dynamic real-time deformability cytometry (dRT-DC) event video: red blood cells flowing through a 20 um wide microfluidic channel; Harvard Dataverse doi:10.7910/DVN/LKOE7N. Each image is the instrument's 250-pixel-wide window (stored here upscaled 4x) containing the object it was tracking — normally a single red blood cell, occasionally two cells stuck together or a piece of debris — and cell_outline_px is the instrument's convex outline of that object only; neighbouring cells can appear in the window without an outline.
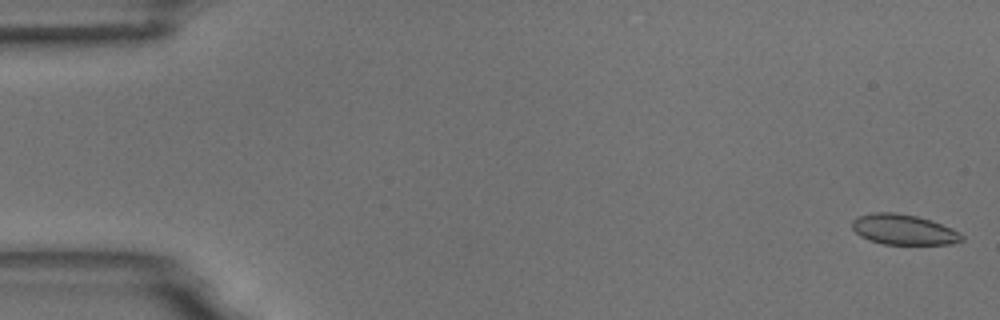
{"species": "common noctule bat (a hibernating species)", "species_latin": "Nyctalus noctula", "temperature_condition": "room temperature", "stored_images_in_passage": 5, "camera_frame_rate_fps": 3000, "um_per_image_px": 0.085, "animal": {"sex": "male", "body_mass_g": 18.8}, "frame": {"image": 1, "passage_image": 1, "time_ms": 0.0, "image_size_px": [1000, 320], "cell_outline_px": [[964, 240], [952, 244], [884, 244], [868, 240], [860, 236], [852, 228], [852, 220], [860, 216], [872, 212], [896, 212], [916, 216], [932, 220], [952, 228], [960, 232], [964, 236]], "centroid_in_image_um": [76.83, 19.51], "position_along_channel_um": 8.2, "area_um2": 19.54}}
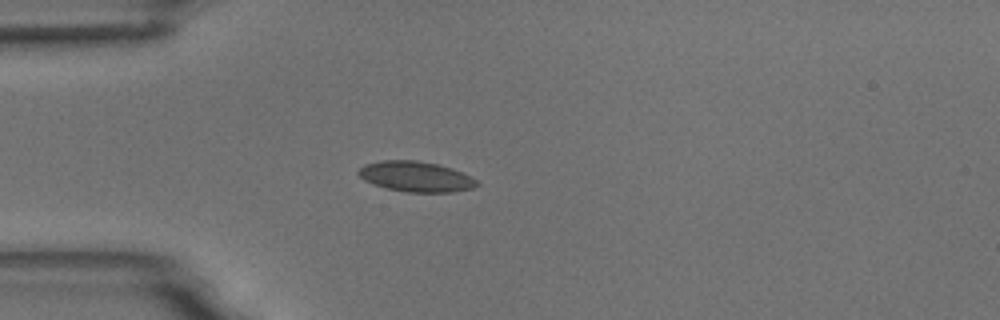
{"frame": {"image": 2, "passage_image": 5, "time_ms": 4.667, "image_size_px": [1000, 320], "cell_outline_px": [[480, 184], [472, 188], [452, 192], [408, 192], [388, 188], [372, 184], [364, 180], [356, 172], [364, 164], [380, 160], [416, 160], [440, 164], [452, 168], [476, 180]], "centroid_in_image_um": [35.32, 15.0], "position_along_channel_um": 49.7, "area_um2": 20.92}}